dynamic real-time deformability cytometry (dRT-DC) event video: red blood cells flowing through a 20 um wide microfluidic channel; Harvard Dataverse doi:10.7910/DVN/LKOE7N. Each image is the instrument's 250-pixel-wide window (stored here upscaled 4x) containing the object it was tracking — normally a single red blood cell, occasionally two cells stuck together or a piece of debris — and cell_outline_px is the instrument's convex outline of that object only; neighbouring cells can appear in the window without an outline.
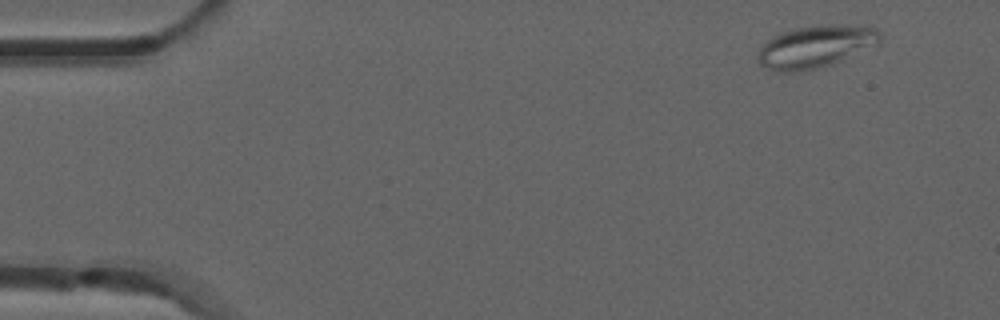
{"species": "common noctule bat (a hibernating species)", "species_latin": "Nyctalus noctula", "temperature_condition": "room temperature", "stored_images_in_passage": 4, "camera_frame_rate_fps": 3000, "um_per_image_px": 0.085, "animal": {"sex": "male", "forearm_length_mm": 52.5}, "frame": {"image": 1, "passage_image": 1, "time_ms": 0.0, "image_size_px": [1000, 320], "cell_outline_px": [[880, 44], [832, 64], [820, 68], [804, 72], [776, 72], [760, 64], [756, 56], [764, 40], [780, 32], [796, 28], [816, 24], [872, 24], [880, 32]], "centroid_in_image_um": [69.35, 3.93], "position_along_channel_um": 15.6, "area_um2": 31.21}}